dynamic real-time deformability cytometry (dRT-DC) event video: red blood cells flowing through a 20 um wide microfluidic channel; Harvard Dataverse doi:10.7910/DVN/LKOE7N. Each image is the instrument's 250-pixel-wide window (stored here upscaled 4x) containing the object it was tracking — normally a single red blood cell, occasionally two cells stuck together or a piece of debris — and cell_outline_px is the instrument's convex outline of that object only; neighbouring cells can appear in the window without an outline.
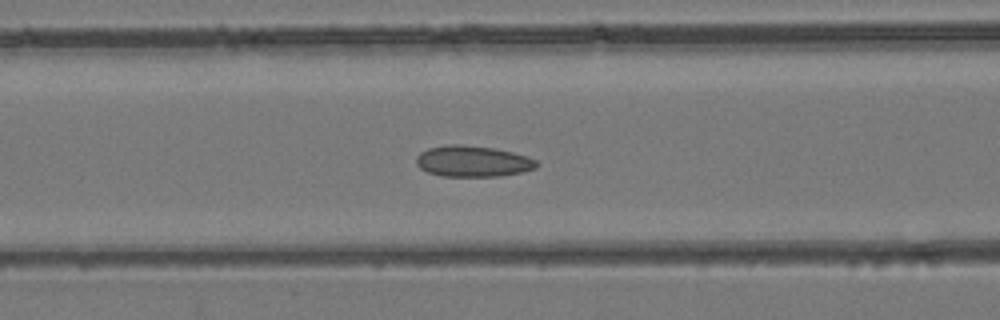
{"species": "common noctule bat (a hibernating species)", "species_latin": "Nyctalus noctula", "temperature_condition": "room temperature", "stored_images_in_passage": 47, "camera_frame_rate_fps": 3000, "um_per_image_px": 0.085, "animal": {"sex": "female", "body_mass_g": 24.6, "forearm_length_mm": 56.2}, "frame": {"image": 1, "passage_image": 19, "time_ms": 6.0, "image_size_px": [1000, 320], "cell_outline_px": [[540, 164], [536, 168], [520, 172], [500, 176], [444, 176], [428, 172], [420, 168], [416, 164], [416, 156], [420, 152], [428, 148], [448, 144], [460, 144], [492, 148], [512, 152], [528, 156], [536, 160]], "centroid_in_image_um": [40.18, 13.7], "position_along_channel_um": 126.4, "area_um2": 21.79}}
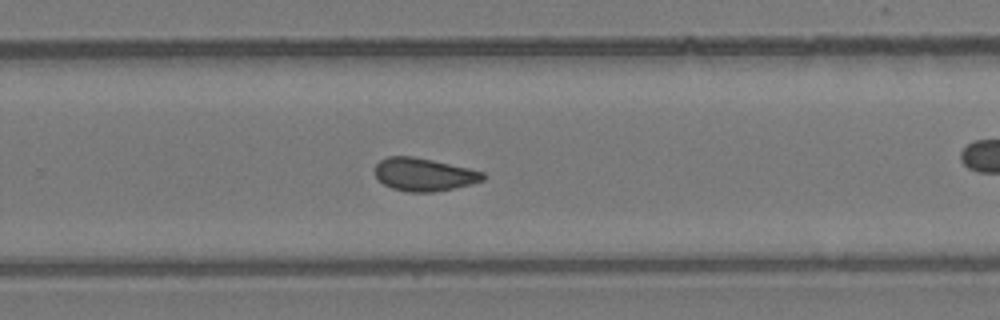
{"frame": {"image": 2, "passage_image": 30, "time_ms": 9.667, "image_size_px": [1000, 320], "cell_outline_px": [[484, 180], [472, 184], [432, 192], [408, 192], [392, 188], [384, 184], [376, 176], [376, 164], [380, 160], [388, 156], [412, 156], [432, 160], [468, 168], [484, 172]], "centroid_in_image_um": [36.03, 14.83], "position_along_channel_um": 293.8, "area_um2": 20.52}}
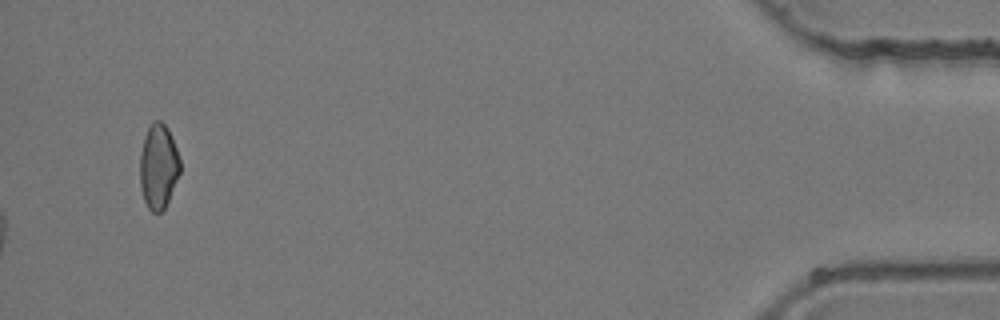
{"frame": {"image": 3, "passage_image": 47, "time_ms": 15.333, "image_size_px": [1000, 320], "cell_outline_px": [[180, 172], [168, 200], [164, 208], [160, 212], [152, 212], [148, 208], [144, 200], [140, 184], [140, 156], [144, 136], [152, 120], [160, 120], [168, 128], [176, 148], [180, 160]], "centroid_in_image_um": [13.46, 14.12], "position_along_channel_um": 421.7, "area_um2": 19.71}}